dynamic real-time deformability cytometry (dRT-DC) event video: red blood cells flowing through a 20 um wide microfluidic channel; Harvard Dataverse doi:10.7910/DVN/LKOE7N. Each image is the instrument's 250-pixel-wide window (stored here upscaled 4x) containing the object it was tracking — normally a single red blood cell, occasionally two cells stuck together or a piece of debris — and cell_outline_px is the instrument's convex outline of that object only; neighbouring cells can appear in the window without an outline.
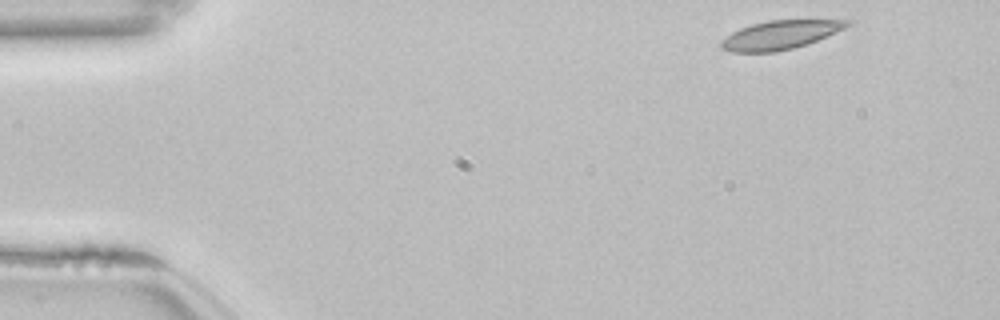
{"species": "common noctule bat (a hibernating species)", "species_latin": "Nyctalus noctula", "temperature_condition": "room temperature", "stored_images_in_passage": 49, "camera_frame_rate_fps": 3000, "um_per_image_px": 0.085, "animal": {"sex": "female", "body_mass_g": 22.7, "forearm_length_mm": 54.2}, "frame": {"image": 1, "passage_image": 1, "time_ms": 0.0, "image_size_px": [1000, 320], "cell_outline_px": [[852, 24], [844, 28], [808, 44], [776, 52], [732, 52], [720, 48], [720, 40], [732, 32], [740, 28], [752, 24], [768, 20], [852, 20]], "centroid_in_image_um": [66.28, 2.97], "position_along_channel_um": 18.7, "area_um2": 21.04}}
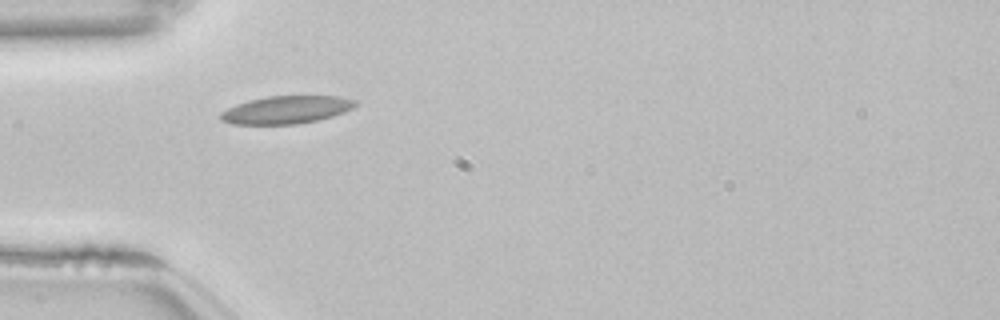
{"frame": {"image": 2, "passage_image": 12, "time_ms": 3.667, "image_size_px": [1000, 320], "cell_outline_px": [[360, 104], [344, 112], [332, 116], [316, 120], [296, 124], [232, 124], [220, 120], [220, 112], [236, 104], [248, 100], [268, 96], [340, 96], [356, 100]], "centroid_in_image_um": [24.34, 9.32], "position_along_channel_um": 60.7, "area_um2": 21.85}}
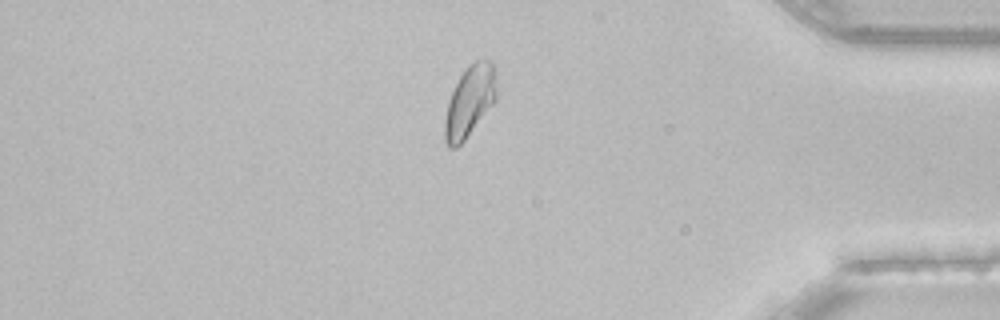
{"frame": {"image": 3, "passage_image": 41, "time_ms": 13.333, "image_size_px": [1000, 320], "cell_outline_px": [[496, 100], [464, 140], [456, 148], [448, 148], [444, 140], [444, 120], [448, 100], [460, 76], [468, 64], [476, 60], [492, 60], [496, 64]], "centroid_in_image_um": [39.93, 8.58], "position_along_channel_um": 395.3, "area_um2": 21.62}, "authors_computed_cell_mechanics": {"area_um2": 21.0392, "velocity_mm_per_s": 3.8195, "shape_relaxation_time_tau1_ms": 6.6469, "shape_relaxation_time_tau2_ms": 1.5669, "deformation_change_tau1": 0.1085, "deformation_change_tau2": 0.0568}}